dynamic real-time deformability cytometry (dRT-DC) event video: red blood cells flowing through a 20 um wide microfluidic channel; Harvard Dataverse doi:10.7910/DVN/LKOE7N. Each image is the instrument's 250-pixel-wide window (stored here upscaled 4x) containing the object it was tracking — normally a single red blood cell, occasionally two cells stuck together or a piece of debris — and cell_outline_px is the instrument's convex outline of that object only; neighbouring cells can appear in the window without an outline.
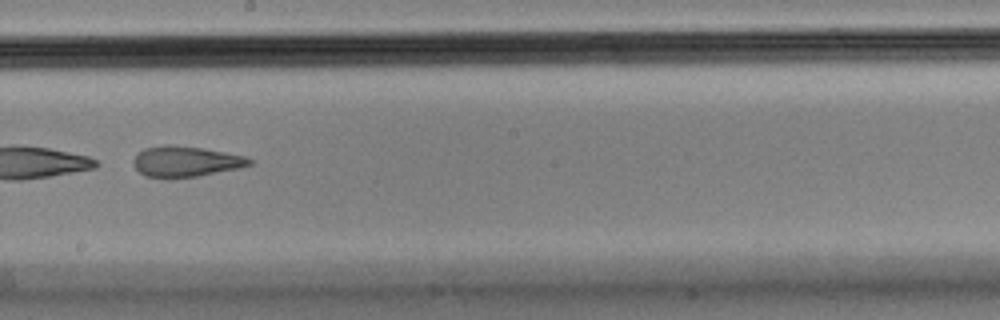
{"species": "Egyptian fruit bat (a non-hibernating species)", "species_latin": "Rousettus aegyptiacus", "temperature_condition": "cold", "stored_images_in_passage": 20, "camera_frame_rate_fps": 3000, "um_per_image_px": 0.085, "animal": {"sex": "male"}, "frame": {"image": 1, "passage_image": 15, "time_ms": 4.667, "image_size_px": [1000, 320], "cell_outline_px": [[252, 164], [240, 168], [196, 176], [168, 180], [144, 176], [132, 164], [132, 160], [144, 148], [168, 144], [204, 148], [244, 156], [252, 160]], "centroid_in_image_um": [15.74, 13.75], "position_along_channel_um": 232.5, "area_um2": 20.98}}